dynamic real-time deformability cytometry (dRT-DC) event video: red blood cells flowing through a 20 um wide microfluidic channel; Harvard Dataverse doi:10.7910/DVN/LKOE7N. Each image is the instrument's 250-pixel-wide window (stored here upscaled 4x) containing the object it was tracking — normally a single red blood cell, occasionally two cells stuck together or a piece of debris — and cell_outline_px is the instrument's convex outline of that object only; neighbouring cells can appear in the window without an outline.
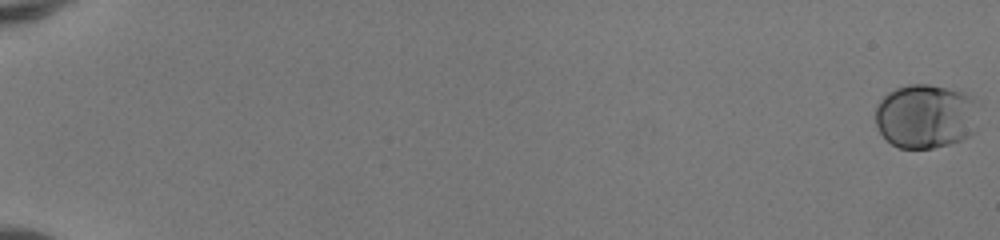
{"species": "human", "species_latin": "Homo sapiens", "temperature_condition": "room temperature", "stored_images_in_passage": 53, "camera_frame_rate_fps": 3000, "um_per_image_px": 0.085, "donor": {"sex": "female"}, "frame": {"image": 1, "passage_image": 1, "time_ms": 0.0, "image_size_px": [1000, 240], "cell_outline_px": [[976, 104], [972, 132], [968, 136], [960, 140], [948, 144], [932, 148], [900, 148], [892, 144], [880, 132], [876, 124], [876, 104], [888, 92], [896, 88], [908, 84], [928, 84], [964, 92], [972, 96]], "centroid_in_image_um": [78.63, 9.86], "position_along_channel_um": 6.4, "area_um2": 38.26}}
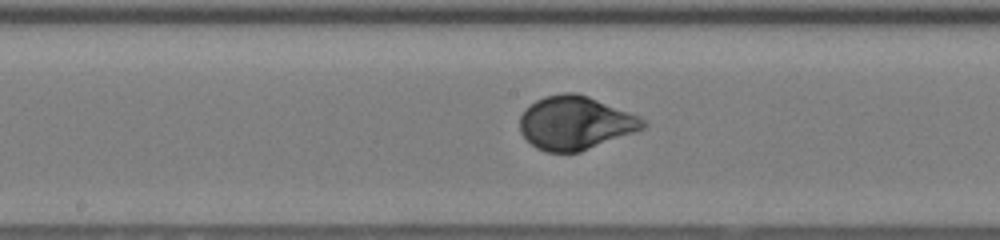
{"frame": {"image": 2, "passage_image": 31, "time_ms": 10.0, "image_size_px": [1000, 240], "cell_outline_px": [[648, 124], [644, 128], [580, 152], [544, 152], [536, 148], [520, 132], [520, 116], [524, 108], [536, 100], [544, 96], [564, 92], [576, 92], [588, 96], [640, 116]], "centroid_in_image_um": [48.87, 10.43], "position_along_channel_um": 199.3, "area_um2": 38.38}}
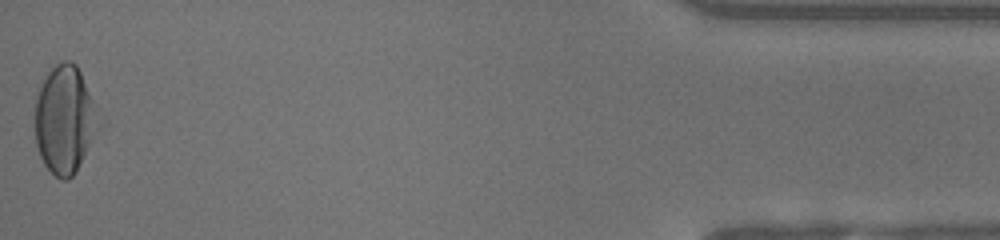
{"frame": {"image": 3, "passage_image": 53, "time_ms": 17.333, "image_size_px": [1000, 240], "cell_outline_px": [[104, 124], [76, 172], [68, 180], [60, 180], [44, 164], [40, 156], [36, 144], [36, 96], [48, 72], [56, 64], [64, 60], [68, 60], [76, 64], [104, 116]], "centroid_in_image_um": [5.61, 10.18], "position_along_channel_um": 429.6, "area_um2": 41.04}, "authors_computed_cell_mechanics": {"area_um2": 37.3966, "velocity_mm_per_s": 4.1491, "shape_relaxation_time_tau1_ms": 2.5775, "shape_relaxation_time_tau2_ms": null, "deformation_change_tau1": 0.1574, "deformation_change_tau2": null}}